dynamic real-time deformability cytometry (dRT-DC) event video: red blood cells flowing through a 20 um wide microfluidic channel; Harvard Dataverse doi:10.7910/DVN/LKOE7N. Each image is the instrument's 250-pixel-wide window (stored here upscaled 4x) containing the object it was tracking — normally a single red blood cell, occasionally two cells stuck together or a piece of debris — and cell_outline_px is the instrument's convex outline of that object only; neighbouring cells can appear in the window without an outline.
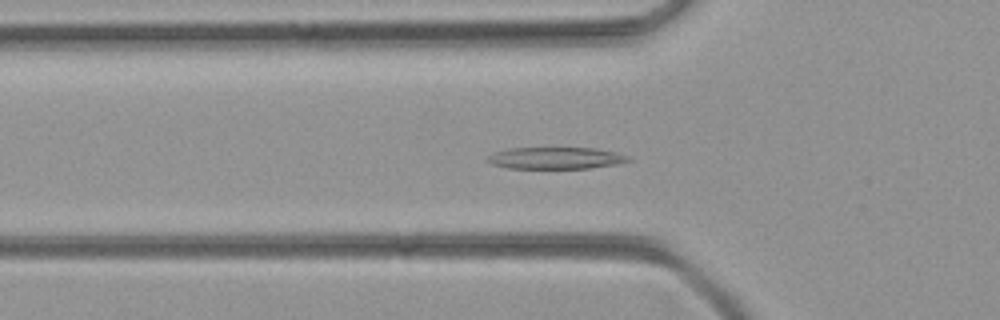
{"species": "common noctule bat (a hibernating species)", "species_latin": "Nyctalus noctula", "temperature_condition": "room temperature", "stored_images_in_passage": 45, "camera_frame_rate_fps": 3000, "um_per_image_px": 0.085, "animal": {"sex": "female", "body_mass_g": 21.9}, "frame": {"image": 1, "passage_image": 11, "time_ms": 3.333, "image_size_px": [1000, 320], "cell_outline_px": [[632, 160], [616, 164], [588, 168], [508, 168], [492, 164], [488, 160], [488, 156], [496, 152], [508, 148], [596, 148], [616, 152], [628, 156]], "centroid_in_image_um": [47.26, 13.43], "position_along_channel_um": 78.5, "area_um2": 17.69}}
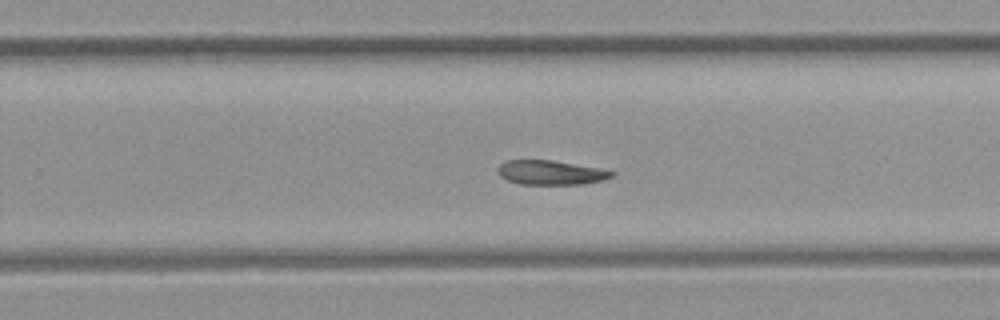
{"frame": {"image": 2, "passage_image": 26, "time_ms": 8.333, "image_size_px": [1000, 320], "cell_outline_px": [[616, 172], [612, 176], [604, 180], [584, 184], [520, 184], [508, 180], [500, 176], [496, 172], [496, 168], [500, 164], [508, 160], [552, 160], [596, 168]], "centroid_in_image_um": [46.77, 14.67], "position_along_channel_um": 283.0, "area_um2": 16.07}}
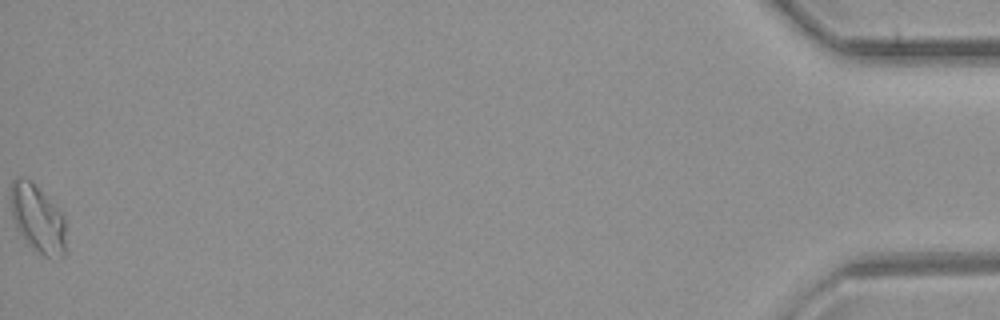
{"frame": {"image": 3, "passage_image": 45, "time_ms": 14.667, "image_size_px": [1000, 320], "cell_outline_px": [[68, 252], [60, 260], [44, 256], [28, 244], [16, 228], [12, 220], [12, 180], [16, 176], [24, 176], [56, 204], [64, 216]], "centroid_in_image_um": [3.27, 18.64], "position_along_channel_um": 431.9, "area_um2": 22.31}}